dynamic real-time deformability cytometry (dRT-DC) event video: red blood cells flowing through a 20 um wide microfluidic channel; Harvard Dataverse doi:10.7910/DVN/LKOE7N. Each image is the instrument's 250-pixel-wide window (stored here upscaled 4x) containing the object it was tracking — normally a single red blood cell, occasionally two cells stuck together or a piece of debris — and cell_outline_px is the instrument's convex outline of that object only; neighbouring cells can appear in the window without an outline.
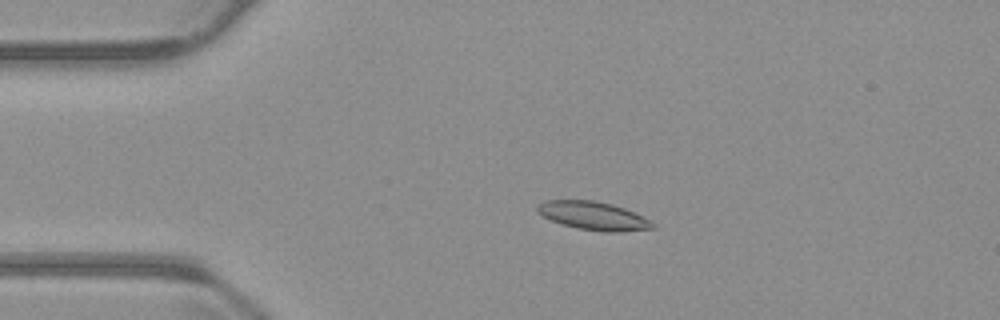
{"species": "common noctule bat (a hibernating species)", "species_latin": "Nyctalus noctula", "temperature_condition": "warm", "stored_images_in_passage": 54, "camera_frame_rate_fps": 3000, "um_per_image_px": 0.085, "animal": {"sex": "male", "body_mass_g": 23.1, "forearm_length_mm": 52.7}, "frame": {"image": 1, "passage_image": 11, "time_ms": 3.333, "image_size_px": [1000, 320], "cell_outline_px": [[656, 228], [620, 232], [604, 232], [576, 228], [552, 220], [536, 212], [536, 204], [544, 200], [592, 200], [612, 204], [624, 208], [652, 220], [656, 224]], "centroid_in_image_um": [50.46, 18.34], "position_along_channel_um": 34.5, "area_um2": 19.19}}
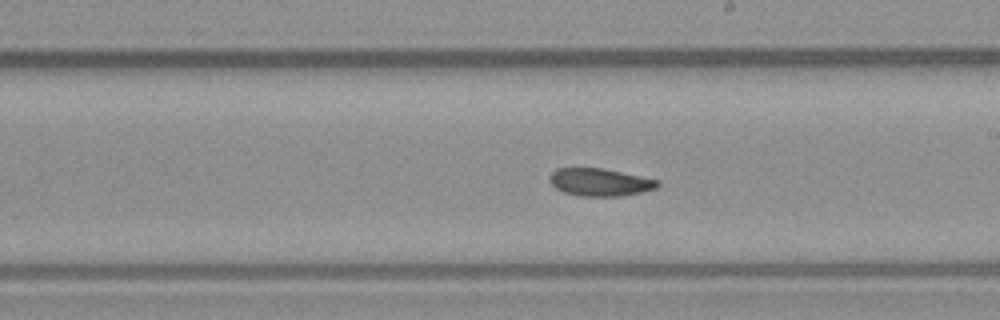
{"frame": {"image": 2, "passage_image": 30, "time_ms": 9.667, "image_size_px": [1000, 320], "cell_outline_px": [[660, 184], [656, 188], [640, 192], [620, 196], [580, 196], [564, 192], [556, 188], [548, 180], [548, 176], [556, 168], [604, 168], [660, 180]], "centroid_in_image_um": [50.98, 15.47], "position_along_channel_um": 238.0, "area_um2": 17.46}}
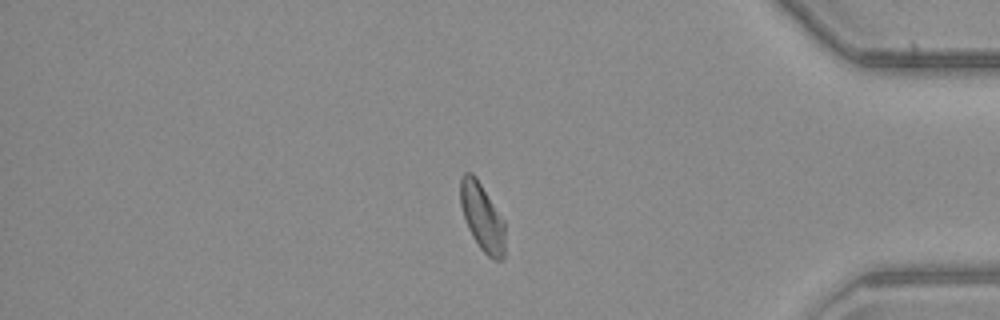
{"frame": {"image": 3, "passage_image": 45, "time_ms": 14.667, "image_size_px": [1000, 320], "cell_outline_px": [[504, 256], [500, 260], [492, 260], [480, 248], [472, 236], [468, 228], [460, 204], [460, 176], [464, 172], [472, 172], [476, 176], [504, 220]], "centroid_in_image_um": [40.97, 18.43], "position_along_channel_um": 394.2, "area_um2": 17.63}, "authors_computed_cell_mechanics": {"area_um2": 18.1781, "velocity_mm_per_s": 3.7918, "shape_relaxation_time_tau1_ms": 4.3255, "shape_relaxation_time_tau2_ms": 5.3922, "deformation_change_tau1": 0.1147, "deformation_change_tau2": 0.0872}}